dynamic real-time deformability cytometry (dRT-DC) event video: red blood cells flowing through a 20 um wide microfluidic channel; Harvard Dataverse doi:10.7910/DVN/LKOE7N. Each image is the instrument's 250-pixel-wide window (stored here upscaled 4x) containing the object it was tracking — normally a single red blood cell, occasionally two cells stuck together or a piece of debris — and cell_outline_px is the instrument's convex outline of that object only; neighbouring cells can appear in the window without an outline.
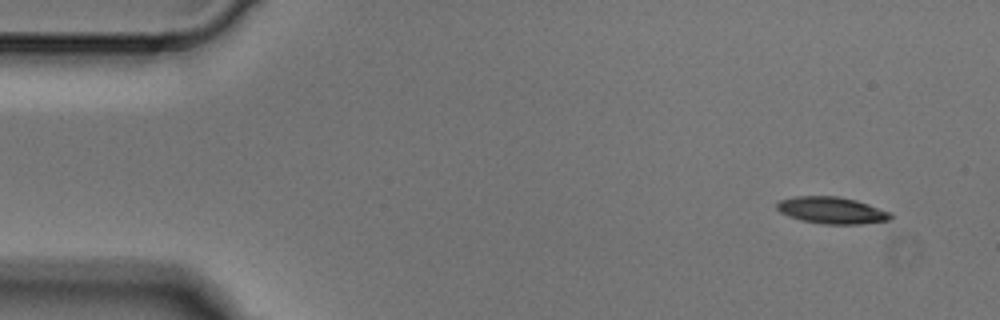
{"species": "Egyptian fruit bat (a non-hibernating species)", "species_latin": "Rousettus aegyptiacus", "temperature_condition": "cold", "stored_images_in_passage": 5, "camera_frame_rate_fps": 3000, "um_per_image_px": 0.085, "animal": {"sex": "male"}, "frame": {"image": 1, "passage_image": 1, "time_ms": 0.0, "image_size_px": [1000, 320], "cell_outline_px": [[892, 216], [888, 220], [860, 224], [824, 224], [800, 220], [788, 216], [780, 212], [776, 208], [776, 204], [780, 200], [796, 196], [836, 196], [856, 200], [892, 212]], "centroid_in_image_um": [70.69, 17.88], "position_along_channel_um": 14.3, "area_um2": 17.74}}
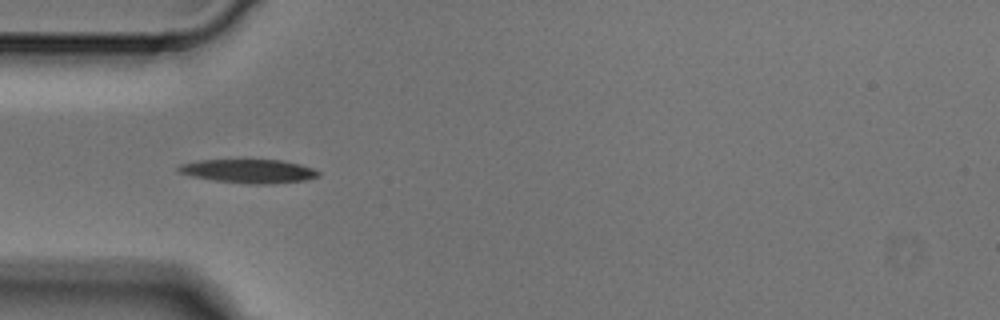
{"frame": {"image": 2, "passage_image": 4, "time_ms": 1.0, "image_size_px": [1000, 320], "cell_outline_px": [[320, 176], [304, 180], [268, 184], [252, 184], [212, 180], [192, 176], [176, 172], [176, 168], [180, 164], [200, 160], [240, 156], [280, 160], [300, 164], [312, 168], [320, 172]], "centroid_in_image_um": [21.07, 14.48], "position_along_channel_um": 63.9, "area_um2": 20.46}}
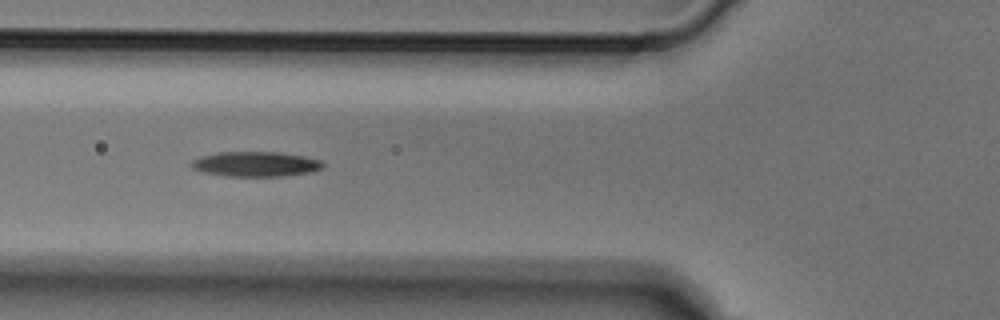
{"frame": {"image": 3, "passage_image": 5, "time_ms": 1.333, "image_size_px": [1000, 320], "cell_outline_px": [[324, 164], [320, 168], [312, 172], [280, 176], [228, 176], [204, 172], [192, 168], [188, 164], [192, 160], [200, 156], [220, 152], [280, 152], [304, 156], [320, 160]], "centroid_in_image_um": [21.7, 13.94], "position_along_channel_um": 104.1, "area_um2": 19.07}}